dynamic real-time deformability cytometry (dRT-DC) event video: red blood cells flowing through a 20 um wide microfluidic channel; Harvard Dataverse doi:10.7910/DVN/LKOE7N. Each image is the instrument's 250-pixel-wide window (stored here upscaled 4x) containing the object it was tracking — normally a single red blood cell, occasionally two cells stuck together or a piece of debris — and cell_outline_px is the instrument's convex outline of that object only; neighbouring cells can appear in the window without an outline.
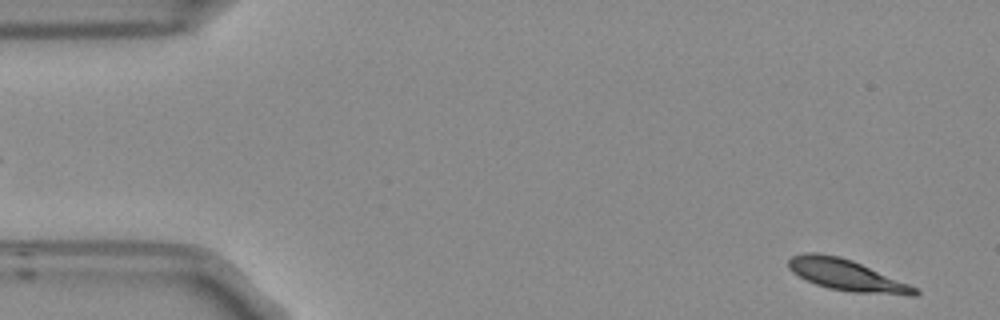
{"species": "Egyptian fruit bat (a non-hibernating species)", "species_latin": "Rousettus aegyptiacus", "temperature_condition": "room temperature", "stored_images_in_passage": 53, "camera_frame_rate_fps": 3000, "um_per_image_px": 0.085, "frame": {"image": 1, "passage_image": 2, "time_ms": 0.333, "image_size_px": [1000, 320], "cell_outline_px": [[920, 292], [916, 296], [908, 296], [852, 292], [828, 288], [816, 284], [792, 272], [788, 268], [788, 260], [792, 256], [804, 252], [816, 252], [840, 256], [852, 260], [908, 284], [916, 288]], "centroid_in_image_um": [71.95, 23.39], "position_along_channel_um": 13.0, "area_um2": 22.95}}
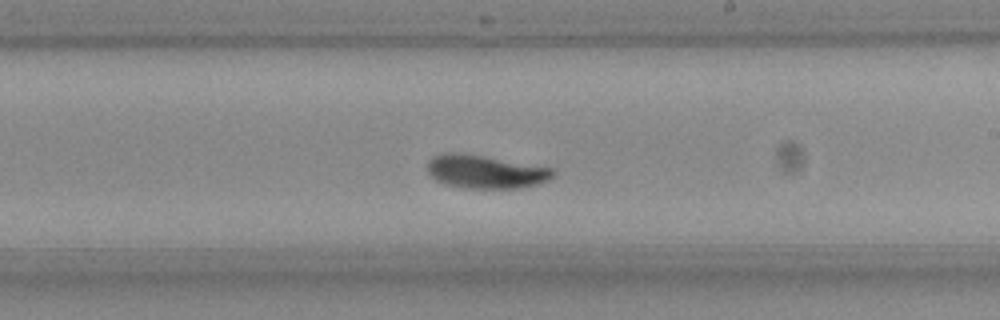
{"frame": {"image": 2, "passage_image": 30, "time_ms": 9.667, "image_size_px": [1000, 320], "cell_outline_px": [[556, 172], [548, 180], [540, 184], [520, 188], [464, 188], [444, 184], [436, 180], [428, 172], [428, 160], [432, 156], [444, 152], [448, 152], [484, 156], [556, 168]], "centroid_in_image_um": [41.29, 14.6], "position_along_channel_um": 247.7, "area_um2": 24.57}}
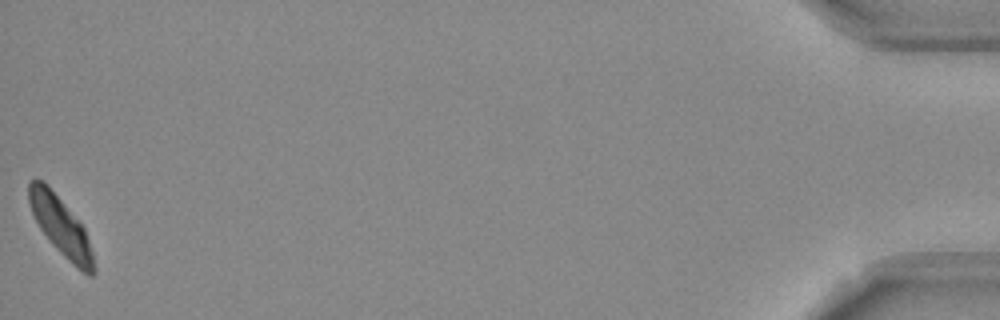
{"frame": {"image": 3, "passage_image": 53, "time_ms": 17.333, "image_size_px": [1000, 320], "cell_outline_px": [[96, 272], [92, 276], [88, 276], [76, 268], [52, 244], [40, 228], [28, 204], [28, 184], [32, 180], [40, 180], [60, 200], [84, 228], [92, 252], [96, 268]], "centroid_in_image_um": [5.18, 19.32], "position_along_channel_um": 430.0, "area_um2": 21.44}, "authors_computed_cell_mechanics": {"area_um2": 23.8136, "velocity_mm_per_s": 3.7098, "shape_relaxation_time_tau1_ms": 2.4842, "shape_relaxation_time_tau2_ms": null, "deformation_change_tau1": 0.1137, "deformation_change_tau2": null}}